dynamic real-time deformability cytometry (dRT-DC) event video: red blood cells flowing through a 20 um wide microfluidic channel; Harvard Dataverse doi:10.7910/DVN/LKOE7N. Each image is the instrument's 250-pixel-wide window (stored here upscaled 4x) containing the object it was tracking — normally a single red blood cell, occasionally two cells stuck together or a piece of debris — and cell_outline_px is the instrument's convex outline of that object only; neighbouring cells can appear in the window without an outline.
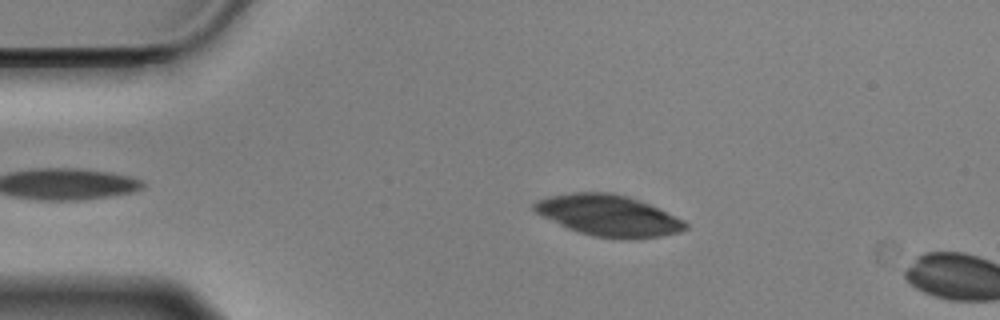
{"species": "Egyptian fruit bat (a non-hibernating species)", "species_latin": "Rousettus aegyptiacus", "temperature_condition": "cold", "stored_images_in_passage": 12, "camera_frame_rate_fps": 3000, "um_per_image_px": 0.085, "animal": {"sex": "male"}, "frame": {"image": 1, "passage_image": 10, "time_ms": 3.0, "image_size_px": [1000, 320], "cell_outline_px": [[688, 228], [680, 232], [660, 236], [596, 236], [580, 232], [568, 228], [536, 212], [532, 208], [532, 204], [536, 200], [552, 196], [572, 192], [612, 192], [628, 196], [640, 200], [684, 220], [688, 224]], "centroid_in_image_um": [51.71, 18.26], "position_along_channel_um": 33.3, "area_um2": 35.14}}